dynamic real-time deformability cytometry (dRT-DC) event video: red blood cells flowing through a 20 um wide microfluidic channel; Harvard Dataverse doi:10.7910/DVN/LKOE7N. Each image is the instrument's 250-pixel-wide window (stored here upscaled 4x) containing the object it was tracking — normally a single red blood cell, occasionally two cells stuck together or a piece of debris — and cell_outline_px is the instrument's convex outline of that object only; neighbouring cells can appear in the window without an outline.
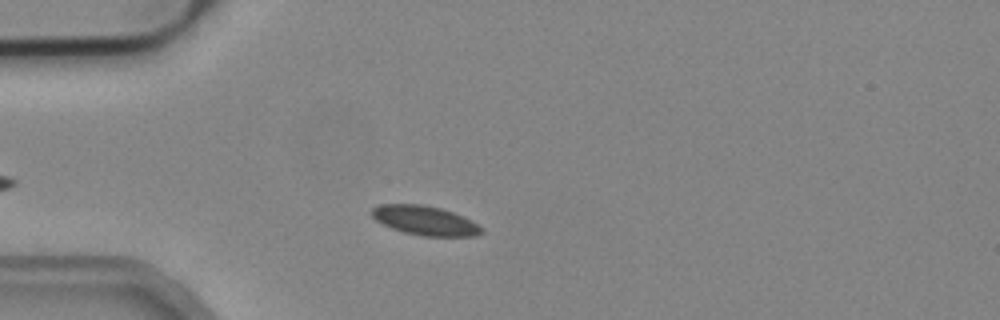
{"species": "common noctule bat (a hibernating species)", "species_latin": "Nyctalus noctula", "temperature_condition": "cold", "stored_images_in_passage": 41, "camera_frame_rate_fps": 3000, "um_per_image_px": 0.085, "animal": {"sex": "male", "body_mass_g": 19.2, "forearm_length_mm": 51.8}, "frame": {"image": 1, "passage_image": 9, "time_ms": 2.667, "image_size_px": [1000, 320], "cell_outline_px": [[484, 232], [476, 236], [424, 236], [404, 232], [392, 228], [376, 220], [372, 216], [372, 208], [380, 204], [420, 204], [440, 208], [452, 212], [484, 228]], "centroid_in_image_um": [36.11, 18.75], "position_along_channel_um": 48.9, "area_um2": 18.44}}
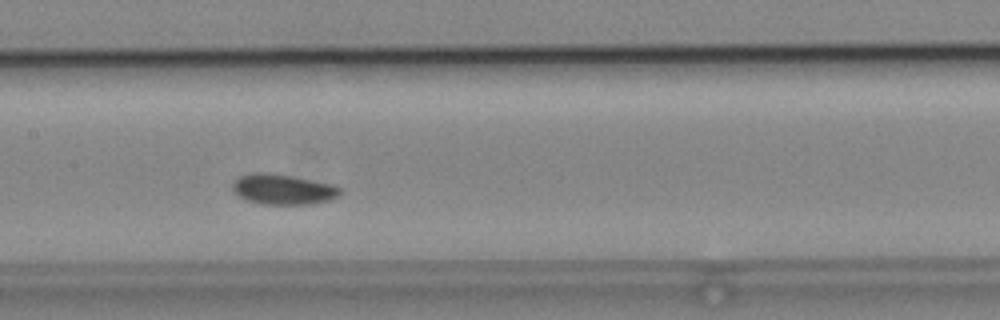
{"frame": {"image": 2, "passage_image": 21, "time_ms": 6.667, "image_size_px": [1000, 320], "cell_outline_px": [[340, 192], [336, 196], [328, 200], [312, 204], [264, 204], [248, 200], [240, 196], [232, 188], [232, 184], [240, 176], [252, 172], [272, 172], [332, 184], [340, 188]], "centroid_in_image_um": [24.04, 16.07], "position_along_channel_um": 183.4, "area_um2": 18.79}}
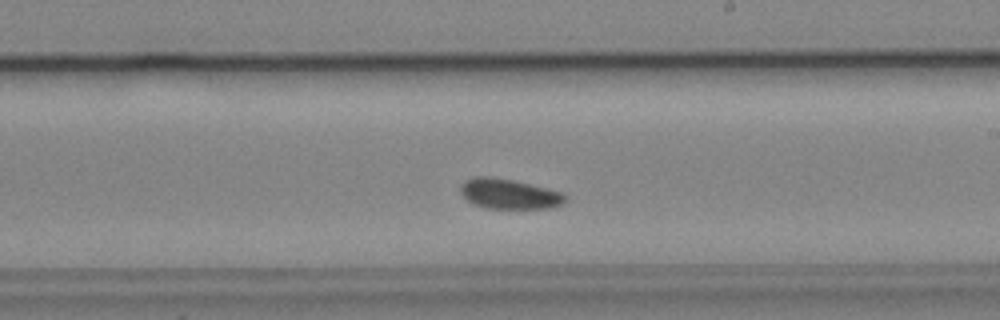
{"frame": {"image": 3, "passage_image": 26, "time_ms": 8.333, "image_size_px": [1000, 320], "cell_outline_px": [[568, 196], [560, 204], [552, 208], [488, 208], [472, 204], [460, 192], [460, 184], [464, 180], [476, 176], [488, 176], [512, 180], [564, 192]], "centroid_in_image_um": [43.26, 16.47], "position_along_channel_um": 245.7, "area_um2": 18.32}}